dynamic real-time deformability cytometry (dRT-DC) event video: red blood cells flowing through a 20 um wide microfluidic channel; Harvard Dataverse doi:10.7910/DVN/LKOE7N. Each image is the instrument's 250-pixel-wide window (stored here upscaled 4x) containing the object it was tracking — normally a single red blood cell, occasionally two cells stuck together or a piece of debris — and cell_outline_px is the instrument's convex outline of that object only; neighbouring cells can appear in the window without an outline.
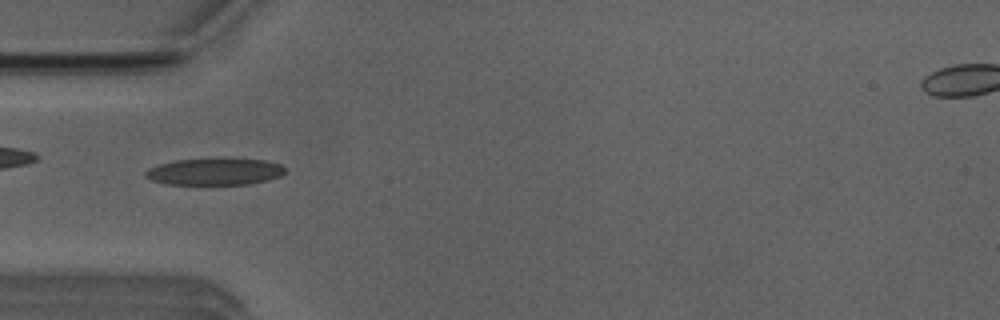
{"species": "Egyptian fruit bat (a non-hibernating species)", "species_latin": "Rousettus aegyptiacus", "temperature_condition": "room temperature", "stored_images_in_passage": 6, "camera_frame_rate_fps": 3000, "um_per_image_px": 0.085, "animal": {"sex": "male"}, "frame": {"image": 1, "passage_image": 5, "time_ms": 4.667, "image_size_px": [1000, 320], "cell_outline_px": [[284, 172], [280, 176], [268, 180], [248, 184], [168, 184], [152, 180], [144, 176], [144, 172], [148, 168], [160, 164], [176, 160], [220, 156], [268, 160], [280, 164], [284, 168]], "centroid_in_image_um": [18.27, 14.54], "position_along_channel_um": 66.7, "area_um2": 22.54}}